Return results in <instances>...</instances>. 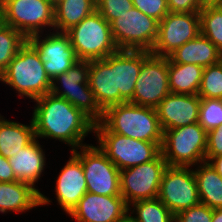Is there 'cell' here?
I'll return each instance as SVG.
<instances>
[{
  "label": "cell",
  "instance_id": "1",
  "mask_svg": "<svg viewBox=\"0 0 222 222\" xmlns=\"http://www.w3.org/2000/svg\"><path fill=\"white\" fill-rule=\"evenodd\" d=\"M32 113L35 137L55 139L74 151L87 145L85 137L94 134V122L66 99L49 92L36 100Z\"/></svg>",
  "mask_w": 222,
  "mask_h": 222
},
{
  "label": "cell",
  "instance_id": "2",
  "mask_svg": "<svg viewBox=\"0 0 222 222\" xmlns=\"http://www.w3.org/2000/svg\"><path fill=\"white\" fill-rule=\"evenodd\" d=\"M0 82L15 90L17 96L32 101L49 93L52 84L37 50L28 41L1 73Z\"/></svg>",
  "mask_w": 222,
  "mask_h": 222
},
{
  "label": "cell",
  "instance_id": "3",
  "mask_svg": "<svg viewBox=\"0 0 222 222\" xmlns=\"http://www.w3.org/2000/svg\"><path fill=\"white\" fill-rule=\"evenodd\" d=\"M100 122L113 133L162 146L163 131L156 108L124 102L107 108Z\"/></svg>",
  "mask_w": 222,
  "mask_h": 222
},
{
  "label": "cell",
  "instance_id": "4",
  "mask_svg": "<svg viewBox=\"0 0 222 222\" xmlns=\"http://www.w3.org/2000/svg\"><path fill=\"white\" fill-rule=\"evenodd\" d=\"M66 33L79 61L102 60L119 50L110 23L97 10Z\"/></svg>",
  "mask_w": 222,
  "mask_h": 222
},
{
  "label": "cell",
  "instance_id": "5",
  "mask_svg": "<svg viewBox=\"0 0 222 222\" xmlns=\"http://www.w3.org/2000/svg\"><path fill=\"white\" fill-rule=\"evenodd\" d=\"M97 146L119 170L135 167L155 159L161 147L154 142L133 139L109 131L101 122L94 124Z\"/></svg>",
  "mask_w": 222,
  "mask_h": 222
},
{
  "label": "cell",
  "instance_id": "6",
  "mask_svg": "<svg viewBox=\"0 0 222 222\" xmlns=\"http://www.w3.org/2000/svg\"><path fill=\"white\" fill-rule=\"evenodd\" d=\"M207 132L200 124L163 132L161 153L168 166L194 167L205 161Z\"/></svg>",
  "mask_w": 222,
  "mask_h": 222
},
{
  "label": "cell",
  "instance_id": "7",
  "mask_svg": "<svg viewBox=\"0 0 222 222\" xmlns=\"http://www.w3.org/2000/svg\"><path fill=\"white\" fill-rule=\"evenodd\" d=\"M1 17L4 24L13 27L28 39L35 34L44 33V30L45 33L54 31V2L2 0Z\"/></svg>",
  "mask_w": 222,
  "mask_h": 222
},
{
  "label": "cell",
  "instance_id": "8",
  "mask_svg": "<svg viewBox=\"0 0 222 222\" xmlns=\"http://www.w3.org/2000/svg\"><path fill=\"white\" fill-rule=\"evenodd\" d=\"M89 61H78L67 72L57 75L50 92L66 99L94 123L102 120L103 111L97 104L88 84Z\"/></svg>",
  "mask_w": 222,
  "mask_h": 222
},
{
  "label": "cell",
  "instance_id": "9",
  "mask_svg": "<svg viewBox=\"0 0 222 222\" xmlns=\"http://www.w3.org/2000/svg\"><path fill=\"white\" fill-rule=\"evenodd\" d=\"M159 22L137 8H131L110 23L113 41L119 50L151 51Z\"/></svg>",
  "mask_w": 222,
  "mask_h": 222
},
{
  "label": "cell",
  "instance_id": "10",
  "mask_svg": "<svg viewBox=\"0 0 222 222\" xmlns=\"http://www.w3.org/2000/svg\"><path fill=\"white\" fill-rule=\"evenodd\" d=\"M72 152L81 160L87 192L105 196L121 195L120 170L98 146L87 144Z\"/></svg>",
  "mask_w": 222,
  "mask_h": 222
},
{
  "label": "cell",
  "instance_id": "11",
  "mask_svg": "<svg viewBox=\"0 0 222 222\" xmlns=\"http://www.w3.org/2000/svg\"><path fill=\"white\" fill-rule=\"evenodd\" d=\"M167 166L160 153L147 163L120 170V192L127 205L157 198L162 175Z\"/></svg>",
  "mask_w": 222,
  "mask_h": 222
},
{
  "label": "cell",
  "instance_id": "12",
  "mask_svg": "<svg viewBox=\"0 0 222 222\" xmlns=\"http://www.w3.org/2000/svg\"><path fill=\"white\" fill-rule=\"evenodd\" d=\"M157 198L174 214L200 203L193 168L167 166Z\"/></svg>",
  "mask_w": 222,
  "mask_h": 222
},
{
  "label": "cell",
  "instance_id": "13",
  "mask_svg": "<svg viewBox=\"0 0 222 222\" xmlns=\"http://www.w3.org/2000/svg\"><path fill=\"white\" fill-rule=\"evenodd\" d=\"M168 65V57L151 53L143 62L133 97L128 102L156 108L170 94Z\"/></svg>",
  "mask_w": 222,
  "mask_h": 222
},
{
  "label": "cell",
  "instance_id": "14",
  "mask_svg": "<svg viewBox=\"0 0 222 222\" xmlns=\"http://www.w3.org/2000/svg\"><path fill=\"white\" fill-rule=\"evenodd\" d=\"M27 41L37 50L51 80L67 72L79 61L71 46L70 38L65 32L49 31L47 34H35Z\"/></svg>",
  "mask_w": 222,
  "mask_h": 222
},
{
  "label": "cell",
  "instance_id": "15",
  "mask_svg": "<svg viewBox=\"0 0 222 222\" xmlns=\"http://www.w3.org/2000/svg\"><path fill=\"white\" fill-rule=\"evenodd\" d=\"M199 34V12H169L159 22L157 39L151 53L157 56L168 57L177 48L195 39Z\"/></svg>",
  "mask_w": 222,
  "mask_h": 222
},
{
  "label": "cell",
  "instance_id": "16",
  "mask_svg": "<svg viewBox=\"0 0 222 222\" xmlns=\"http://www.w3.org/2000/svg\"><path fill=\"white\" fill-rule=\"evenodd\" d=\"M129 210L122 195H98L91 192L79 200L68 215L76 222H117Z\"/></svg>",
  "mask_w": 222,
  "mask_h": 222
},
{
  "label": "cell",
  "instance_id": "17",
  "mask_svg": "<svg viewBox=\"0 0 222 222\" xmlns=\"http://www.w3.org/2000/svg\"><path fill=\"white\" fill-rule=\"evenodd\" d=\"M61 168L55 182L56 200L60 208L69 215L87 192V184L81 160L72 152Z\"/></svg>",
  "mask_w": 222,
  "mask_h": 222
},
{
  "label": "cell",
  "instance_id": "18",
  "mask_svg": "<svg viewBox=\"0 0 222 222\" xmlns=\"http://www.w3.org/2000/svg\"><path fill=\"white\" fill-rule=\"evenodd\" d=\"M201 98L198 95L170 93L156 107L162 131L198 122Z\"/></svg>",
  "mask_w": 222,
  "mask_h": 222
},
{
  "label": "cell",
  "instance_id": "19",
  "mask_svg": "<svg viewBox=\"0 0 222 222\" xmlns=\"http://www.w3.org/2000/svg\"><path fill=\"white\" fill-rule=\"evenodd\" d=\"M88 84L103 112L111 106L127 102L119 91H116L113 54L102 60L89 62Z\"/></svg>",
  "mask_w": 222,
  "mask_h": 222
},
{
  "label": "cell",
  "instance_id": "20",
  "mask_svg": "<svg viewBox=\"0 0 222 222\" xmlns=\"http://www.w3.org/2000/svg\"><path fill=\"white\" fill-rule=\"evenodd\" d=\"M52 203L48 196L28 183L0 182V213H26L36 207Z\"/></svg>",
  "mask_w": 222,
  "mask_h": 222
},
{
  "label": "cell",
  "instance_id": "21",
  "mask_svg": "<svg viewBox=\"0 0 222 222\" xmlns=\"http://www.w3.org/2000/svg\"><path fill=\"white\" fill-rule=\"evenodd\" d=\"M151 54L147 50H118L113 54L116 91L128 102L134 94V88L143 62Z\"/></svg>",
  "mask_w": 222,
  "mask_h": 222
},
{
  "label": "cell",
  "instance_id": "22",
  "mask_svg": "<svg viewBox=\"0 0 222 222\" xmlns=\"http://www.w3.org/2000/svg\"><path fill=\"white\" fill-rule=\"evenodd\" d=\"M35 138L29 145L9 158V164L13 169L15 177L20 182H25L36 188L35 185L44 175L46 167L45 149Z\"/></svg>",
  "mask_w": 222,
  "mask_h": 222
},
{
  "label": "cell",
  "instance_id": "23",
  "mask_svg": "<svg viewBox=\"0 0 222 222\" xmlns=\"http://www.w3.org/2000/svg\"><path fill=\"white\" fill-rule=\"evenodd\" d=\"M168 58L173 63L208 67L219 63L222 60V53L208 38L200 33L195 39L177 48Z\"/></svg>",
  "mask_w": 222,
  "mask_h": 222
},
{
  "label": "cell",
  "instance_id": "24",
  "mask_svg": "<svg viewBox=\"0 0 222 222\" xmlns=\"http://www.w3.org/2000/svg\"><path fill=\"white\" fill-rule=\"evenodd\" d=\"M30 124L7 120L0 114V154L10 158L36 137L32 118Z\"/></svg>",
  "mask_w": 222,
  "mask_h": 222
},
{
  "label": "cell",
  "instance_id": "25",
  "mask_svg": "<svg viewBox=\"0 0 222 222\" xmlns=\"http://www.w3.org/2000/svg\"><path fill=\"white\" fill-rule=\"evenodd\" d=\"M96 10V0L54 2V31L67 32Z\"/></svg>",
  "mask_w": 222,
  "mask_h": 222
},
{
  "label": "cell",
  "instance_id": "26",
  "mask_svg": "<svg viewBox=\"0 0 222 222\" xmlns=\"http://www.w3.org/2000/svg\"><path fill=\"white\" fill-rule=\"evenodd\" d=\"M200 203L211 209L222 208V177L212 165L204 161L194 166Z\"/></svg>",
  "mask_w": 222,
  "mask_h": 222
},
{
  "label": "cell",
  "instance_id": "27",
  "mask_svg": "<svg viewBox=\"0 0 222 222\" xmlns=\"http://www.w3.org/2000/svg\"><path fill=\"white\" fill-rule=\"evenodd\" d=\"M204 67L195 64L173 63L169 59L170 93L198 95Z\"/></svg>",
  "mask_w": 222,
  "mask_h": 222
},
{
  "label": "cell",
  "instance_id": "28",
  "mask_svg": "<svg viewBox=\"0 0 222 222\" xmlns=\"http://www.w3.org/2000/svg\"><path fill=\"white\" fill-rule=\"evenodd\" d=\"M128 213L136 222H170L174 217L158 198L136 201L129 205Z\"/></svg>",
  "mask_w": 222,
  "mask_h": 222
},
{
  "label": "cell",
  "instance_id": "29",
  "mask_svg": "<svg viewBox=\"0 0 222 222\" xmlns=\"http://www.w3.org/2000/svg\"><path fill=\"white\" fill-rule=\"evenodd\" d=\"M27 40L21 32L0 23V75Z\"/></svg>",
  "mask_w": 222,
  "mask_h": 222
},
{
  "label": "cell",
  "instance_id": "30",
  "mask_svg": "<svg viewBox=\"0 0 222 222\" xmlns=\"http://www.w3.org/2000/svg\"><path fill=\"white\" fill-rule=\"evenodd\" d=\"M200 33L208 38L222 53V8L204 6L199 11Z\"/></svg>",
  "mask_w": 222,
  "mask_h": 222
},
{
  "label": "cell",
  "instance_id": "31",
  "mask_svg": "<svg viewBox=\"0 0 222 222\" xmlns=\"http://www.w3.org/2000/svg\"><path fill=\"white\" fill-rule=\"evenodd\" d=\"M200 98L222 99V60L204 67L200 88Z\"/></svg>",
  "mask_w": 222,
  "mask_h": 222
},
{
  "label": "cell",
  "instance_id": "32",
  "mask_svg": "<svg viewBox=\"0 0 222 222\" xmlns=\"http://www.w3.org/2000/svg\"><path fill=\"white\" fill-rule=\"evenodd\" d=\"M198 123L207 133L222 125V99L201 98Z\"/></svg>",
  "mask_w": 222,
  "mask_h": 222
},
{
  "label": "cell",
  "instance_id": "33",
  "mask_svg": "<svg viewBox=\"0 0 222 222\" xmlns=\"http://www.w3.org/2000/svg\"><path fill=\"white\" fill-rule=\"evenodd\" d=\"M132 0H96V10L108 23L133 8Z\"/></svg>",
  "mask_w": 222,
  "mask_h": 222
},
{
  "label": "cell",
  "instance_id": "34",
  "mask_svg": "<svg viewBox=\"0 0 222 222\" xmlns=\"http://www.w3.org/2000/svg\"><path fill=\"white\" fill-rule=\"evenodd\" d=\"M134 8L160 22L170 11L167 0H132Z\"/></svg>",
  "mask_w": 222,
  "mask_h": 222
},
{
  "label": "cell",
  "instance_id": "35",
  "mask_svg": "<svg viewBox=\"0 0 222 222\" xmlns=\"http://www.w3.org/2000/svg\"><path fill=\"white\" fill-rule=\"evenodd\" d=\"M180 222H212V209L199 203L175 215Z\"/></svg>",
  "mask_w": 222,
  "mask_h": 222
},
{
  "label": "cell",
  "instance_id": "36",
  "mask_svg": "<svg viewBox=\"0 0 222 222\" xmlns=\"http://www.w3.org/2000/svg\"><path fill=\"white\" fill-rule=\"evenodd\" d=\"M222 155V125L207 133V149L205 157Z\"/></svg>",
  "mask_w": 222,
  "mask_h": 222
},
{
  "label": "cell",
  "instance_id": "37",
  "mask_svg": "<svg viewBox=\"0 0 222 222\" xmlns=\"http://www.w3.org/2000/svg\"><path fill=\"white\" fill-rule=\"evenodd\" d=\"M167 4L171 13H195L203 8L201 0H167Z\"/></svg>",
  "mask_w": 222,
  "mask_h": 222
},
{
  "label": "cell",
  "instance_id": "38",
  "mask_svg": "<svg viewBox=\"0 0 222 222\" xmlns=\"http://www.w3.org/2000/svg\"><path fill=\"white\" fill-rule=\"evenodd\" d=\"M18 181L15 177L13 169L9 164V159L0 154V182Z\"/></svg>",
  "mask_w": 222,
  "mask_h": 222
},
{
  "label": "cell",
  "instance_id": "39",
  "mask_svg": "<svg viewBox=\"0 0 222 222\" xmlns=\"http://www.w3.org/2000/svg\"><path fill=\"white\" fill-rule=\"evenodd\" d=\"M205 161L209 162L216 172L222 177V155L205 157Z\"/></svg>",
  "mask_w": 222,
  "mask_h": 222
},
{
  "label": "cell",
  "instance_id": "40",
  "mask_svg": "<svg viewBox=\"0 0 222 222\" xmlns=\"http://www.w3.org/2000/svg\"><path fill=\"white\" fill-rule=\"evenodd\" d=\"M212 222H222V208L212 209Z\"/></svg>",
  "mask_w": 222,
  "mask_h": 222
},
{
  "label": "cell",
  "instance_id": "41",
  "mask_svg": "<svg viewBox=\"0 0 222 222\" xmlns=\"http://www.w3.org/2000/svg\"><path fill=\"white\" fill-rule=\"evenodd\" d=\"M202 6H220L222 5V0H201Z\"/></svg>",
  "mask_w": 222,
  "mask_h": 222
},
{
  "label": "cell",
  "instance_id": "42",
  "mask_svg": "<svg viewBox=\"0 0 222 222\" xmlns=\"http://www.w3.org/2000/svg\"><path fill=\"white\" fill-rule=\"evenodd\" d=\"M117 222H136L135 219L132 217V215H130L129 213H127L124 217H122L121 219H119Z\"/></svg>",
  "mask_w": 222,
  "mask_h": 222
},
{
  "label": "cell",
  "instance_id": "43",
  "mask_svg": "<svg viewBox=\"0 0 222 222\" xmlns=\"http://www.w3.org/2000/svg\"><path fill=\"white\" fill-rule=\"evenodd\" d=\"M170 222H180V220L174 215Z\"/></svg>",
  "mask_w": 222,
  "mask_h": 222
},
{
  "label": "cell",
  "instance_id": "44",
  "mask_svg": "<svg viewBox=\"0 0 222 222\" xmlns=\"http://www.w3.org/2000/svg\"><path fill=\"white\" fill-rule=\"evenodd\" d=\"M2 22V17H1V9H0V23Z\"/></svg>",
  "mask_w": 222,
  "mask_h": 222
},
{
  "label": "cell",
  "instance_id": "45",
  "mask_svg": "<svg viewBox=\"0 0 222 222\" xmlns=\"http://www.w3.org/2000/svg\"><path fill=\"white\" fill-rule=\"evenodd\" d=\"M2 8V0H0V9Z\"/></svg>",
  "mask_w": 222,
  "mask_h": 222
}]
</instances>
